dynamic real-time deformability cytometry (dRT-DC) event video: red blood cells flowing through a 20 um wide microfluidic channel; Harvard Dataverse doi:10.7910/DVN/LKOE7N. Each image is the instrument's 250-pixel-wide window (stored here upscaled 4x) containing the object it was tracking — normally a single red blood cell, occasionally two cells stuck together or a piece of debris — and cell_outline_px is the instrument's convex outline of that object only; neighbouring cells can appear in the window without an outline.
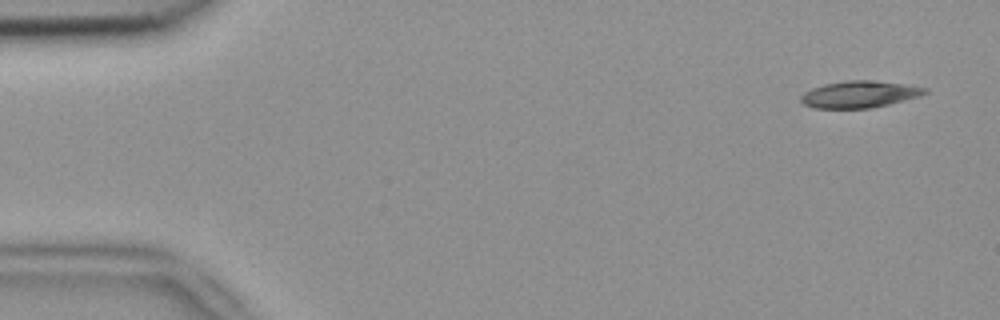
{"species": "common noctule bat (a hibernating species)", "species_latin": "Nyctalus noctula", "temperature_condition": "room temperature", "stored_images_in_passage": 5, "camera_frame_rate_fps": 3000, "um_per_image_px": 0.085, "animal": {"sex": "female", "body_mass_g": 18.4}, "frame": {"image": 1, "passage_image": 1, "time_ms": 0.0, "image_size_px": [1000, 320], "cell_outline_px": [[928, 92], [920, 96], [872, 108], [812, 108], [804, 104], [800, 100], [800, 96], [804, 92], [812, 88], [824, 84], [848, 80], [876, 80], [904, 84], [928, 88]], "centroid_in_image_um": [73.05, 8.01], "position_along_channel_um": 12.0, "area_um2": 19.42}}
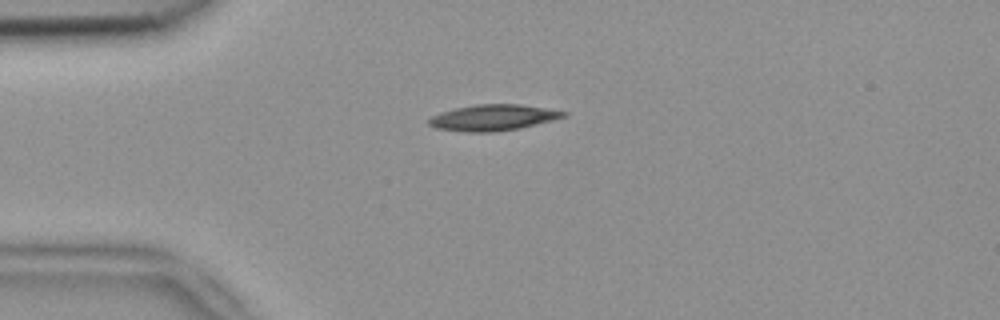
{"frame": {"image": 2, "passage_image": 4, "time_ms": 1.0, "image_size_px": [1000, 320], "cell_outline_px": [[568, 112], [564, 116], [552, 120], [520, 128], [492, 132], [468, 132], [436, 128], [428, 124], [428, 120], [432, 116], [440, 112], [456, 108], [476, 104], [520, 104]], "centroid_in_image_um": [41.87, 9.99], "position_along_channel_um": 43.1, "area_um2": 20.17}}
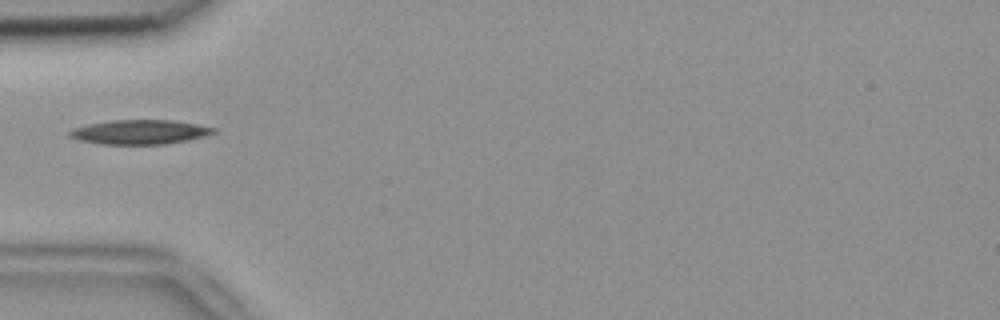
{"frame": {"image": 3, "passage_image": 5, "time_ms": 1.333, "image_size_px": [1000, 320], "cell_outline_px": [[216, 132], [204, 136], [164, 144], [100, 144], [80, 140], [68, 136], [68, 132], [72, 128], [88, 124], [112, 120], [176, 120], [216, 128]], "centroid_in_image_um": [11.85, 11.21], "position_along_channel_um": 73.2, "area_um2": 20.35}}